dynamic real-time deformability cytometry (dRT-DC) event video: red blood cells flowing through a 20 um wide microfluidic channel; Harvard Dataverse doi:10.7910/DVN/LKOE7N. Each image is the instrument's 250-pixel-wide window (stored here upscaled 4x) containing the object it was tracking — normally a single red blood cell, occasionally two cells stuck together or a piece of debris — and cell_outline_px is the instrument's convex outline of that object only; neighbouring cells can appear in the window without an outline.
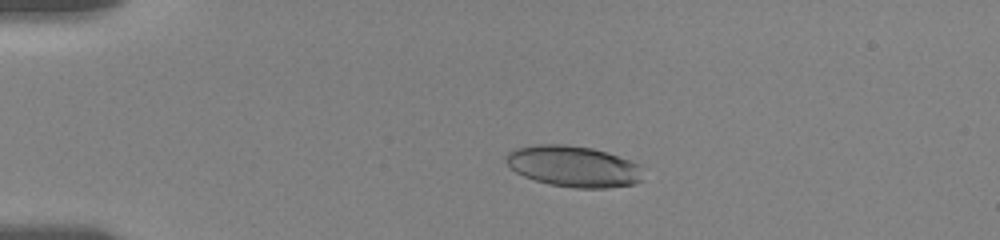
{"species": "human", "species_latin": "Homo sapiens", "temperature_condition": "room temperature", "stored_images_in_passage": 55, "camera_frame_rate_fps": 3000, "um_per_image_px": 0.085, "donor": {"sex": "female"}, "frame": {"image": 1, "passage_image": 12, "time_ms": 3.667, "image_size_px": [1000, 240], "cell_outline_px": [[640, 180], [636, 184], [608, 188], [576, 188], [548, 184], [524, 176], [516, 172], [504, 160], [504, 156], [508, 152], [516, 148], [536, 144], [564, 144], [592, 148], [632, 160], [640, 164]], "centroid_in_image_um": [48.73, 14.13], "position_along_channel_um": 36.3, "area_um2": 32.89}}
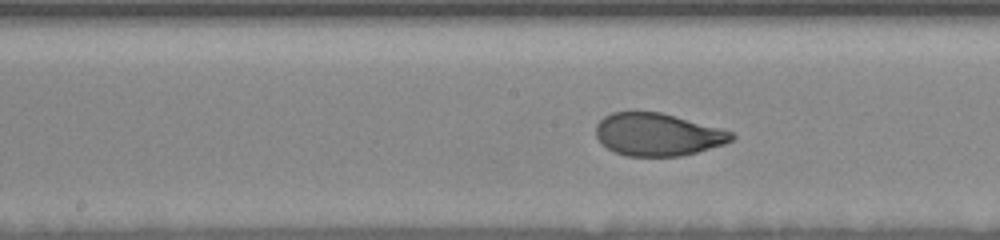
{"frame": {"image": 2, "passage_image": 29, "time_ms": 9.333, "image_size_px": [1000, 240], "cell_outline_px": [[736, 136], [732, 140], [724, 144], [696, 152], [680, 156], [628, 156], [612, 152], [596, 136], [596, 124], [604, 116], [612, 112], [660, 112], [720, 128], [732, 132]], "centroid_in_image_um": [55.89, 11.43], "position_along_channel_um": 192.3, "area_um2": 33.47}}
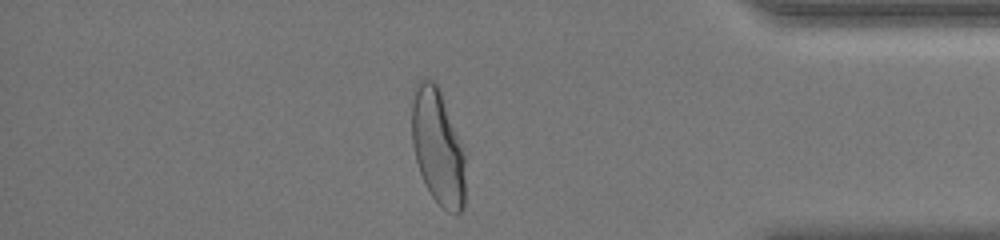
{"frame": {"image": 3, "passage_image": 48, "time_ms": 15.667, "image_size_px": [1000, 240], "cell_outline_px": [[468, 152], [464, 204], [460, 212], [456, 216], [448, 212], [432, 196], [420, 172], [416, 160], [412, 144], [412, 88], [420, 80], [432, 80], [436, 84], [440, 92]], "centroid_in_image_um": [37.28, 12.51], "position_along_channel_um": 397.9, "area_um2": 37.05}, "authors_computed_cell_mechanics": {"area_um2": 34.6222, "velocity_mm_per_s": 3.6242, "shape_relaxation_time_tau1_ms": 3.9702, "shape_relaxation_time_tau2_ms": null, "deformation_change_tau1": 0.1839, "deformation_change_tau2": null}}